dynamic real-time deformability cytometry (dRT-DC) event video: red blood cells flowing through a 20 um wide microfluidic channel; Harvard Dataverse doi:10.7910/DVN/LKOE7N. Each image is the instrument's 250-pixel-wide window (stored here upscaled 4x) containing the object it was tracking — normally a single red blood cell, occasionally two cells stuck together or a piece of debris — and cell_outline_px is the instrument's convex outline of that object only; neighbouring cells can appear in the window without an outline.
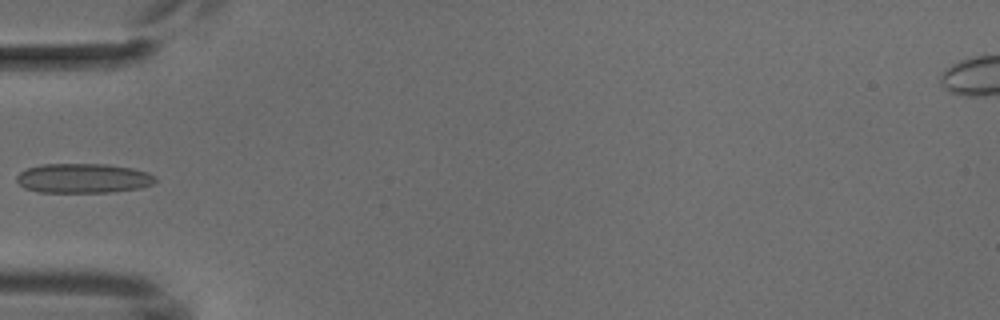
{"species": "common noctule bat (a hibernating species)", "species_latin": "Nyctalus noctula", "temperature_condition": "cold", "stored_images_in_passage": 1, "camera_frame_rate_fps": 3000, "um_per_image_px": 0.085, "animal": {"sex": "male", "body_mass_g": 18.8}, "frame": {"image": 1, "passage_image": 1, "time_ms": 0.0, "image_size_px": [1000, 320], "cell_outline_px": [[156, 180], [152, 184], [140, 188], [112, 192], [40, 192], [24, 188], [16, 180], [16, 176], [20, 172], [28, 168], [44, 164], [108, 164], [132, 168], [148, 172], [156, 176]], "centroid_in_image_um": [7.09, 15.15], "position_along_channel_um": 77.9, "area_um2": 23.93}}